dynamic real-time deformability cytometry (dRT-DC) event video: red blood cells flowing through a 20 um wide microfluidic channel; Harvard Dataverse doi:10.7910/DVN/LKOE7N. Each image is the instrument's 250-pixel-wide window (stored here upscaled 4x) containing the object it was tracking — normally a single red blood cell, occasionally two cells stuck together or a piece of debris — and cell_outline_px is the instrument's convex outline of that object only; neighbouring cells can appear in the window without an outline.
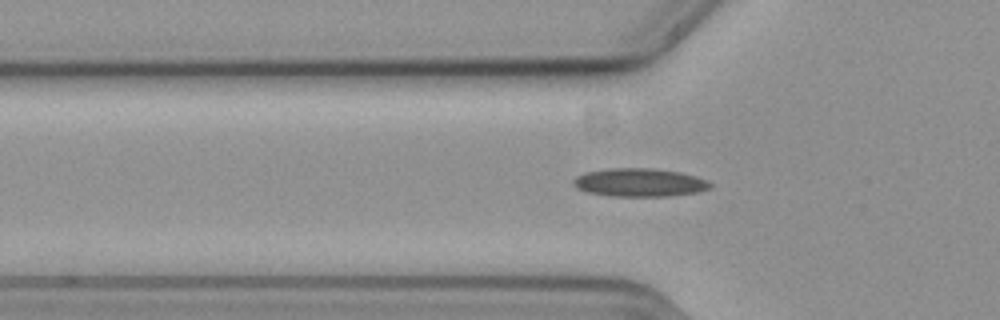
{"species": "common noctule bat (a hibernating species)", "species_latin": "Nyctalus noctula", "temperature_condition": "cold", "stored_images_in_passage": 41, "camera_frame_rate_fps": 3000, "um_per_image_px": 0.085, "animal": {"sex": "female", "body_mass_g": 19.3, "forearm_length_mm": 54.1}, "frame": {"image": 1, "passage_image": 5, "time_ms": 1.333, "image_size_px": [1000, 320], "cell_outline_px": [[712, 188], [700, 192], [672, 196], [608, 196], [588, 192], [576, 188], [572, 184], [572, 180], [576, 176], [584, 172], [612, 168], [652, 168], [680, 172], [696, 176], [708, 180], [712, 184]], "centroid_in_image_um": [54.38, 15.51], "position_along_channel_um": 71.4, "area_um2": 22.89}}
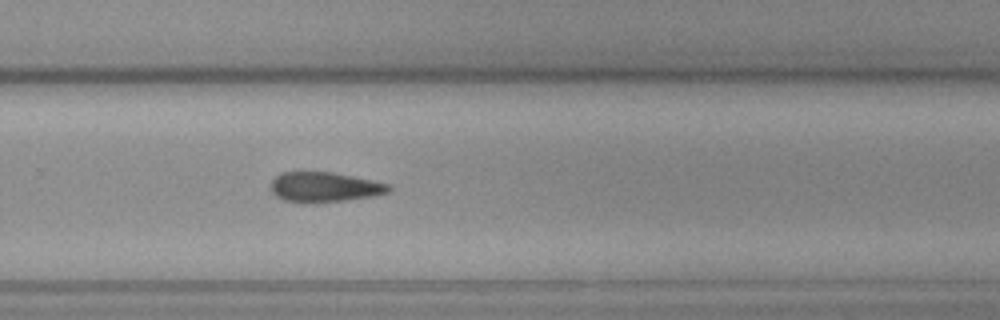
{"frame": {"image": 2, "passage_image": 24, "time_ms": 7.667, "image_size_px": [1000, 320], "cell_outline_px": [[392, 188], [388, 192], [376, 196], [348, 200], [316, 204], [300, 204], [284, 200], [276, 196], [272, 192], [272, 180], [280, 172], [332, 172], [372, 180], [388, 184]], "centroid_in_image_um": [27.57, 15.93], "position_along_channel_um": 302.2, "area_um2": 20.98}}
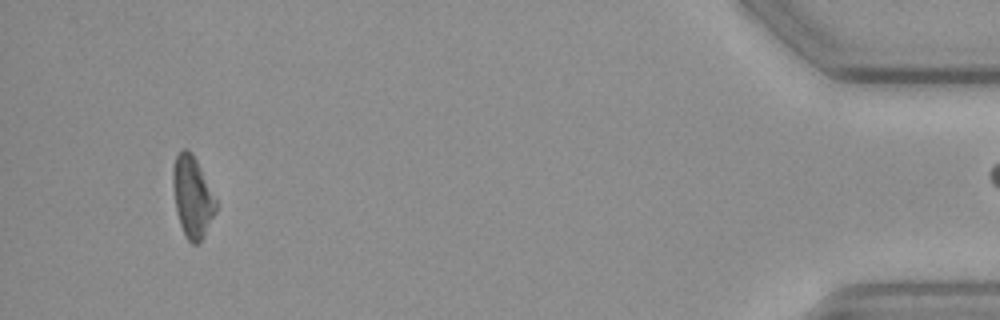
{"frame": {"image": 3, "passage_image": 40, "time_ms": 13.0, "image_size_px": [1000, 320], "cell_outline_px": [[216, 212], [204, 236], [196, 244], [192, 244], [184, 236], [176, 212], [172, 180], [172, 168], [176, 156], [184, 148], [188, 148], [192, 152], [216, 200]], "centroid_in_image_um": [16.33, 16.74], "position_along_channel_um": 418.9, "area_um2": 20.23}}